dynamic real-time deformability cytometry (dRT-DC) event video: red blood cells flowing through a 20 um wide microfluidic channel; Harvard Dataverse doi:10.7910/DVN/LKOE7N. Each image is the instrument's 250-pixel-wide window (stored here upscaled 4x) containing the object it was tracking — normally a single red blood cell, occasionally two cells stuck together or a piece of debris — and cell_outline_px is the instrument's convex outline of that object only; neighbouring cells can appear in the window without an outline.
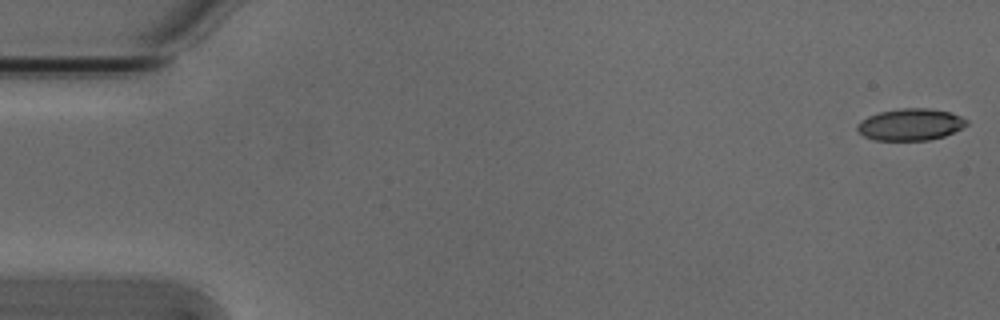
{"species": "Egyptian fruit bat (a non-hibernating species)", "species_latin": "Rousettus aegyptiacus", "temperature_condition": "cold", "stored_images_in_passage": 5, "camera_frame_rate_fps": 3000, "um_per_image_px": 0.085, "animal": {"sex": "male"}, "frame": {"image": 1, "passage_image": 1, "time_ms": 0.0, "image_size_px": [1000, 320], "cell_outline_px": [[968, 124], [944, 136], [928, 140], [872, 140], [864, 136], [856, 128], [856, 124], [860, 120], [868, 116], [880, 112], [900, 108], [928, 108], [948, 112], [960, 116], [968, 120]], "centroid_in_image_um": [77.35, 10.58], "position_along_channel_um": 7.7, "area_um2": 20.17}}
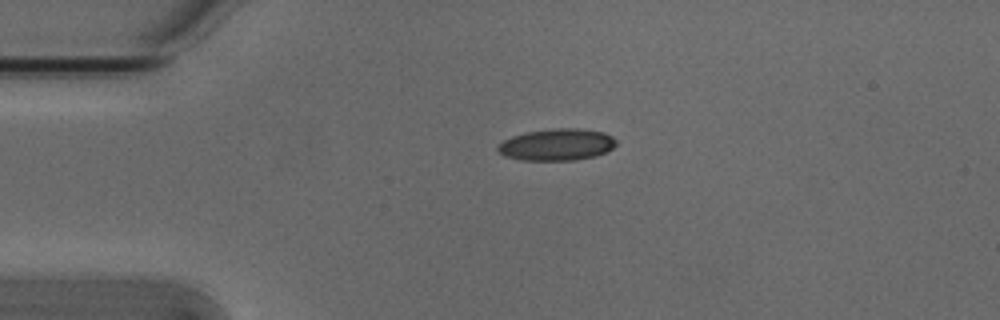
{"frame": {"image": 2, "passage_image": 4, "time_ms": 1.0, "image_size_px": [1000, 320], "cell_outline_px": [[616, 144], [612, 148], [596, 156], [576, 160], [520, 160], [504, 156], [496, 148], [504, 140], [512, 136], [528, 132], [556, 128], [576, 128], [604, 132], [612, 136], [616, 140]], "centroid_in_image_um": [47.34, 12.3], "position_along_channel_um": 37.7, "area_um2": 21.79}}